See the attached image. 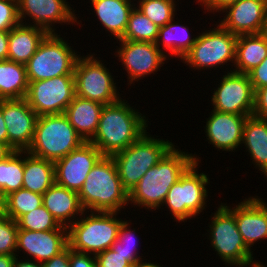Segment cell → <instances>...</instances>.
Masks as SVG:
<instances>
[{
  "label": "cell",
  "mask_w": 267,
  "mask_h": 267,
  "mask_svg": "<svg viewBox=\"0 0 267 267\" xmlns=\"http://www.w3.org/2000/svg\"><path fill=\"white\" fill-rule=\"evenodd\" d=\"M217 210L210 215L207 233L202 234L210 241V248L216 252L225 267H247L258 258L242 239L234 214L223 204L218 203ZM213 215V216H212ZM204 235V236H203ZM254 259V260H253Z\"/></svg>",
  "instance_id": "7"
},
{
  "label": "cell",
  "mask_w": 267,
  "mask_h": 267,
  "mask_svg": "<svg viewBox=\"0 0 267 267\" xmlns=\"http://www.w3.org/2000/svg\"><path fill=\"white\" fill-rule=\"evenodd\" d=\"M24 151H13L0 161V189L4 197L23 188Z\"/></svg>",
  "instance_id": "31"
},
{
  "label": "cell",
  "mask_w": 267,
  "mask_h": 267,
  "mask_svg": "<svg viewBox=\"0 0 267 267\" xmlns=\"http://www.w3.org/2000/svg\"><path fill=\"white\" fill-rule=\"evenodd\" d=\"M78 195L86 211L121 213L128 207L130 209L129 193L121 184L116 163L111 156H103L93 166Z\"/></svg>",
  "instance_id": "3"
},
{
  "label": "cell",
  "mask_w": 267,
  "mask_h": 267,
  "mask_svg": "<svg viewBox=\"0 0 267 267\" xmlns=\"http://www.w3.org/2000/svg\"><path fill=\"white\" fill-rule=\"evenodd\" d=\"M119 214L124 213L85 210L67 228L70 249L96 255L111 248L117 240L119 227L124 221Z\"/></svg>",
  "instance_id": "6"
},
{
  "label": "cell",
  "mask_w": 267,
  "mask_h": 267,
  "mask_svg": "<svg viewBox=\"0 0 267 267\" xmlns=\"http://www.w3.org/2000/svg\"><path fill=\"white\" fill-rule=\"evenodd\" d=\"M116 43L119 46H114L113 56L118 58L120 67L127 73L128 88L132 85L135 88L136 82L158 74L161 67L171 60L153 42L117 40Z\"/></svg>",
  "instance_id": "12"
},
{
  "label": "cell",
  "mask_w": 267,
  "mask_h": 267,
  "mask_svg": "<svg viewBox=\"0 0 267 267\" xmlns=\"http://www.w3.org/2000/svg\"><path fill=\"white\" fill-rule=\"evenodd\" d=\"M13 267H43V264L34 260L24 259L16 256Z\"/></svg>",
  "instance_id": "46"
},
{
  "label": "cell",
  "mask_w": 267,
  "mask_h": 267,
  "mask_svg": "<svg viewBox=\"0 0 267 267\" xmlns=\"http://www.w3.org/2000/svg\"><path fill=\"white\" fill-rule=\"evenodd\" d=\"M103 108L99 102L75 95L64 115L85 142H89L96 134Z\"/></svg>",
  "instance_id": "25"
},
{
  "label": "cell",
  "mask_w": 267,
  "mask_h": 267,
  "mask_svg": "<svg viewBox=\"0 0 267 267\" xmlns=\"http://www.w3.org/2000/svg\"><path fill=\"white\" fill-rule=\"evenodd\" d=\"M254 91L267 85V57L248 73Z\"/></svg>",
  "instance_id": "42"
},
{
  "label": "cell",
  "mask_w": 267,
  "mask_h": 267,
  "mask_svg": "<svg viewBox=\"0 0 267 267\" xmlns=\"http://www.w3.org/2000/svg\"><path fill=\"white\" fill-rule=\"evenodd\" d=\"M266 9L265 0H238L220 11L219 19L221 14L223 19L216 22L236 36L259 34L263 30Z\"/></svg>",
  "instance_id": "19"
},
{
  "label": "cell",
  "mask_w": 267,
  "mask_h": 267,
  "mask_svg": "<svg viewBox=\"0 0 267 267\" xmlns=\"http://www.w3.org/2000/svg\"><path fill=\"white\" fill-rule=\"evenodd\" d=\"M18 224L0 213V255H16Z\"/></svg>",
  "instance_id": "37"
},
{
  "label": "cell",
  "mask_w": 267,
  "mask_h": 267,
  "mask_svg": "<svg viewBox=\"0 0 267 267\" xmlns=\"http://www.w3.org/2000/svg\"><path fill=\"white\" fill-rule=\"evenodd\" d=\"M252 115L267 120V85L255 90Z\"/></svg>",
  "instance_id": "40"
},
{
  "label": "cell",
  "mask_w": 267,
  "mask_h": 267,
  "mask_svg": "<svg viewBox=\"0 0 267 267\" xmlns=\"http://www.w3.org/2000/svg\"><path fill=\"white\" fill-rule=\"evenodd\" d=\"M68 0H18V14L20 23L37 26L48 33H59L56 29L64 25L82 28L85 24L77 10ZM77 13V14H76ZM81 18V19H80ZM80 19V20H79ZM30 20V21H29ZM57 24H59L57 26ZM63 25V26H62ZM82 25V26H81ZM56 26V28H55Z\"/></svg>",
  "instance_id": "14"
},
{
  "label": "cell",
  "mask_w": 267,
  "mask_h": 267,
  "mask_svg": "<svg viewBox=\"0 0 267 267\" xmlns=\"http://www.w3.org/2000/svg\"><path fill=\"white\" fill-rule=\"evenodd\" d=\"M45 208L62 226L69 227L85 211L77 192L54 183L42 195Z\"/></svg>",
  "instance_id": "23"
},
{
  "label": "cell",
  "mask_w": 267,
  "mask_h": 267,
  "mask_svg": "<svg viewBox=\"0 0 267 267\" xmlns=\"http://www.w3.org/2000/svg\"><path fill=\"white\" fill-rule=\"evenodd\" d=\"M104 155L90 142L54 162L55 183L79 193L87 175Z\"/></svg>",
  "instance_id": "16"
},
{
  "label": "cell",
  "mask_w": 267,
  "mask_h": 267,
  "mask_svg": "<svg viewBox=\"0 0 267 267\" xmlns=\"http://www.w3.org/2000/svg\"><path fill=\"white\" fill-rule=\"evenodd\" d=\"M19 23L18 0H0V30L10 31Z\"/></svg>",
  "instance_id": "38"
},
{
  "label": "cell",
  "mask_w": 267,
  "mask_h": 267,
  "mask_svg": "<svg viewBox=\"0 0 267 267\" xmlns=\"http://www.w3.org/2000/svg\"><path fill=\"white\" fill-rule=\"evenodd\" d=\"M130 267H138V264L132 265V266H130Z\"/></svg>",
  "instance_id": "55"
},
{
  "label": "cell",
  "mask_w": 267,
  "mask_h": 267,
  "mask_svg": "<svg viewBox=\"0 0 267 267\" xmlns=\"http://www.w3.org/2000/svg\"><path fill=\"white\" fill-rule=\"evenodd\" d=\"M82 54L78 57L74 67L75 95L103 105L115 103L124 97L119 92L121 85L120 90L117 87L116 76L110 71V67L107 68L104 64L106 60H101L91 50L89 53L86 52V55Z\"/></svg>",
  "instance_id": "10"
},
{
  "label": "cell",
  "mask_w": 267,
  "mask_h": 267,
  "mask_svg": "<svg viewBox=\"0 0 267 267\" xmlns=\"http://www.w3.org/2000/svg\"><path fill=\"white\" fill-rule=\"evenodd\" d=\"M179 149L177 145H174L157 165L148 169L138 184L129 192L131 208L136 207V210L139 208L142 211L144 208L151 212L160 211L170 187L194 161L201 163L200 155Z\"/></svg>",
  "instance_id": "2"
},
{
  "label": "cell",
  "mask_w": 267,
  "mask_h": 267,
  "mask_svg": "<svg viewBox=\"0 0 267 267\" xmlns=\"http://www.w3.org/2000/svg\"><path fill=\"white\" fill-rule=\"evenodd\" d=\"M43 205L42 194L19 189L5 197L3 214L16 222L24 215Z\"/></svg>",
  "instance_id": "33"
},
{
  "label": "cell",
  "mask_w": 267,
  "mask_h": 267,
  "mask_svg": "<svg viewBox=\"0 0 267 267\" xmlns=\"http://www.w3.org/2000/svg\"><path fill=\"white\" fill-rule=\"evenodd\" d=\"M237 1L238 0H194L196 4L202 7L201 9L204 14H209L208 16L211 21L213 20V18H210L211 13H213L211 15H215L216 13L215 16H217V14H219V12L222 11L225 7Z\"/></svg>",
  "instance_id": "41"
},
{
  "label": "cell",
  "mask_w": 267,
  "mask_h": 267,
  "mask_svg": "<svg viewBox=\"0 0 267 267\" xmlns=\"http://www.w3.org/2000/svg\"><path fill=\"white\" fill-rule=\"evenodd\" d=\"M175 19L177 21H175ZM176 16L166 23L164 26L159 27L158 37L155 45L170 59L181 60L185 54L195 44L197 34H192L193 31L189 26ZM179 22V23H178ZM192 33H191V32ZM191 33V34H190ZM161 47V48H160ZM174 56V58H173Z\"/></svg>",
  "instance_id": "24"
},
{
  "label": "cell",
  "mask_w": 267,
  "mask_h": 267,
  "mask_svg": "<svg viewBox=\"0 0 267 267\" xmlns=\"http://www.w3.org/2000/svg\"><path fill=\"white\" fill-rule=\"evenodd\" d=\"M148 131L125 150L113 154L123 188L129 193L151 167L176 144Z\"/></svg>",
  "instance_id": "8"
},
{
  "label": "cell",
  "mask_w": 267,
  "mask_h": 267,
  "mask_svg": "<svg viewBox=\"0 0 267 267\" xmlns=\"http://www.w3.org/2000/svg\"><path fill=\"white\" fill-rule=\"evenodd\" d=\"M133 226L134 223H132L130 218L129 220L125 218L119 227L117 240L112 244L111 249L126 256V259L132 265H135L147 259L146 256H143L144 254L141 253L142 256L139 254L138 246L140 248L141 245L138 244L139 240L142 239H139L138 235L136 236L138 231Z\"/></svg>",
  "instance_id": "32"
},
{
  "label": "cell",
  "mask_w": 267,
  "mask_h": 267,
  "mask_svg": "<svg viewBox=\"0 0 267 267\" xmlns=\"http://www.w3.org/2000/svg\"><path fill=\"white\" fill-rule=\"evenodd\" d=\"M259 173L267 172V120L255 116L247 117L242 134V144Z\"/></svg>",
  "instance_id": "26"
},
{
  "label": "cell",
  "mask_w": 267,
  "mask_h": 267,
  "mask_svg": "<svg viewBox=\"0 0 267 267\" xmlns=\"http://www.w3.org/2000/svg\"><path fill=\"white\" fill-rule=\"evenodd\" d=\"M43 267H71L69 262V246L62 252L42 263Z\"/></svg>",
  "instance_id": "44"
},
{
  "label": "cell",
  "mask_w": 267,
  "mask_h": 267,
  "mask_svg": "<svg viewBox=\"0 0 267 267\" xmlns=\"http://www.w3.org/2000/svg\"><path fill=\"white\" fill-rule=\"evenodd\" d=\"M223 204L234 214L238 230L250 250H254L255 243L267 239V205L256 195L245 197L234 207Z\"/></svg>",
  "instance_id": "21"
},
{
  "label": "cell",
  "mask_w": 267,
  "mask_h": 267,
  "mask_svg": "<svg viewBox=\"0 0 267 267\" xmlns=\"http://www.w3.org/2000/svg\"><path fill=\"white\" fill-rule=\"evenodd\" d=\"M58 33H48L39 44L37 51L26 64L28 82L55 78L61 75H74V67L81 52L74 50ZM62 36V37H61ZM80 53V54H79Z\"/></svg>",
  "instance_id": "11"
},
{
  "label": "cell",
  "mask_w": 267,
  "mask_h": 267,
  "mask_svg": "<svg viewBox=\"0 0 267 267\" xmlns=\"http://www.w3.org/2000/svg\"><path fill=\"white\" fill-rule=\"evenodd\" d=\"M152 260H144V261H141L139 264H138V267H163L164 265L161 266L160 262H151ZM165 267V266H164Z\"/></svg>",
  "instance_id": "50"
},
{
  "label": "cell",
  "mask_w": 267,
  "mask_h": 267,
  "mask_svg": "<svg viewBox=\"0 0 267 267\" xmlns=\"http://www.w3.org/2000/svg\"><path fill=\"white\" fill-rule=\"evenodd\" d=\"M17 224L18 229L29 231H49L61 226L44 205L24 214Z\"/></svg>",
  "instance_id": "36"
},
{
  "label": "cell",
  "mask_w": 267,
  "mask_h": 267,
  "mask_svg": "<svg viewBox=\"0 0 267 267\" xmlns=\"http://www.w3.org/2000/svg\"><path fill=\"white\" fill-rule=\"evenodd\" d=\"M0 142L6 143L8 145L7 127L2 115V100H0Z\"/></svg>",
  "instance_id": "47"
},
{
  "label": "cell",
  "mask_w": 267,
  "mask_h": 267,
  "mask_svg": "<svg viewBox=\"0 0 267 267\" xmlns=\"http://www.w3.org/2000/svg\"><path fill=\"white\" fill-rule=\"evenodd\" d=\"M69 262L71 267H97L95 255L76 252L71 250L70 247Z\"/></svg>",
  "instance_id": "43"
},
{
  "label": "cell",
  "mask_w": 267,
  "mask_h": 267,
  "mask_svg": "<svg viewBox=\"0 0 267 267\" xmlns=\"http://www.w3.org/2000/svg\"><path fill=\"white\" fill-rule=\"evenodd\" d=\"M2 115L7 127L8 146L13 151H27L34 137L38 115L25 98L2 100Z\"/></svg>",
  "instance_id": "18"
},
{
  "label": "cell",
  "mask_w": 267,
  "mask_h": 267,
  "mask_svg": "<svg viewBox=\"0 0 267 267\" xmlns=\"http://www.w3.org/2000/svg\"><path fill=\"white\" fill-rule=\"evenodd\" d=\"M90 3L87 7L93 10L92 13L97 18V22L108 36L114 37L112 40H120L127 28L130 12L135 7V0H88ZM110 33V34H109Z\"/></svg>",
  "instance_id": "22"
},
{
  "label": "cell",
  "mask_w": 267,
  "mask_h": 267,
  "mask_svg": "<svg viewBox=\"0 0 267 267\" xmlns=\"http://www.w3.org/2000/svg\"><path fill=\"white\" fill-rule=\"evenodd\" d=\"M12 152L13 150L6 143L0 142V161L7 158Z\"/></svg>",
  "instance_id": "49"
},
{
  "label": "cell",
  "mask_w": 267,
  "mask_h": 267,
  "mask_svg": "<svg viewBox=\"0 0 267 267\" xmlns=\"http://www.w3.org/2000/svg\"><path fill=\"white\" fill-rule=\"evenodd\" d=\"M131 105L125 95L115 103L104 105L96 134L89 141L104 156L125 150L149 131L150 119L139 107Z\"/></svg>",
  "instance_id": "1"
},
{
  "label": "cell",
  "mask_w": 267,
  "mask_h": 267,
  "mask_svg": "<svg viewBox=\"0 0 267 267\" xmlns=\"http://www.w3.org/2000/svg\"><path fill=\"white\" fill-rule=\"evenodd\" d=\"M9 31L0 30V60H8Z\"/></svg>",
  "instance_id": "45"
},
{
  "label": "cell",
  "mask_w": 267,
  "mask_h": 267,
  "mask_svg": "<svg viewBox=\"0 0 267 267\" xmlns=\"http://www.w3.org/2000/svg\"><path fill=\"white\" fill-rule=\"evenodd\" d=\"M16 255H0V267H13Z\"/></svg>",
  "instance_id": "48"
},
{
  "label": "cell",
  "mask_w": 267,
  "mask_h": 267,
  "mask_svg": "<svg viewBox=\"0 0 267 267\" xmlns=\"http://www.w3.org/2000/svg\"><path fill=\"white\" fill-rule=\"evenodd\" d=\"M67 246L68 229L65 226L61 225L58 229L49 231L18 229L16 256L43 263L62 252Z\"/></svg>",
  "instance_id": "17"
},
{
  "label": "cell",
  "mask_w": 267,
  "mask_h": 267,
  "mask_svg": "<svg viewBox=\"0 0 267 267\" xmlns=\"http://www.w3.org/2000/svg\"><path fill=\"white\" fill-rule=\"evenodd\" d=\"M75 96L74 75L29 82L25 99L38 116L64 114Z\"/></svg>",
  "instance_id": "15"
},
{
  "label": "cell",
  "mask_w": 267,
  "mask_h": 267,
  "mask_svg": "<svg viewBox=\"0 0 267 267\" xmlns=\"http://www.w3.org/2000/svg\"><path fill=\"white\" fill-rule=\"evenodd\" d=\"M209 117L205 118V142L216 148L217 151L236 152L242 144L244 123L249 116L220 112L211 109Z\"/></svg>",
  "instance_id": "20"
},
{
  "label": "cell",
  "mask_w": 267,
  "mask_h": 267,
  "mask_svg": "<svg viewBox=\"0 0 267 267\" xmlns=\"http://www.w3.org/2000/svg\"><path fill=\"white\" fill-rule=\"evenodd\" d=\"M219 75H221L220 79L216 78L214 81V83L218 82V84H214L216 88L213 87L210 90L212 96H210L211 102L209 101V103L212 105V109L242 116H252L255 91L248 74L229 71Z\"/></svg>",
  "instance_id": "13"
},
{
  "label": "cell",
  "mask_w": 267,
  "mask_h": 267,
  "mask_svg": "<svg viewBox=\"0 0 267 267\" xmlns=\"http://www.w3.org/2000/svg\"><path fill=\"white\" fill-rule=\"evenodd\" d=\"M180 0H135V7L158 27L177 16Z\"/></svg>",
  "instance_id": "35"
},
{
  "label": "cell",
  "mask_w": 267,
  "mask_h": 267,
  "mask_svg": "<svg viewBox=\"0 0 267 267\" xmlns=\"http://www.w3.org/2000/svg\"><path fill=\"white\" fill-rule=\"evenodd\" d=\"M158 32L159 27L134 7L130 12L125 33L120 40L155 43Z\"/></svg>",
  "instance_id": "34"
},
{
  "label": "cell",
  "mask_w": 267,
  "mask_h": 267,
  "mask_svg": "<svg viewBox=\"0 0 267 267\" xmlns=\"http://www.w3.org/2000/svg\"><path fill=\"white\" fill-rule=\"evenodd\" d=\"M4 205H5V197L3 196L1 189H0V213L3 212Z\"/></svg>",
  "instance_id": "52"
},
{
  "label": "cell",
  "mask_w": 267,
  "mask_h": 267,
  "mask_svg": "<svg viewBox=\"0 0 267 267\" xmlns=\"http://www.w3.org/2000/svg\"><path fill=\"white\" fill-rule=\"evenodd\" d=\"M54 183V162L24 151L23 189L43 195Z\"/></svg>",
  "instance_id": "29"
},
{
  "label": "cell",
  "mask_w": 267,
  "mask_h": 267,
  "mask_svg": "<svg viewBox=\"0 0 267 267\" xmlns=\"http://www.w3.org/2000/svg\"><path fill=\"white\" fill-rule=\"evenodd\" d=\"M213 21L215 24L211 25L214 28L209 25V28L204 27L205 29L198 32L195 44L179 61L191 68V71L210 70V74L211 70L219 72L225 65L227 68L225 67V71L221 72L233 71L237 36L222 28L215 20ZM230 65L232 68H229Z\"/></svg>",
  "instance_id": "5"
},
{
  "label": "cell",
  "mask_w": 267,
  "mask_h": 267,
  "mask_svg": "<svg viewBox=\"0 0 267 267\" xmlns=\"http://www.w3.org/2000/svg\"><path fill=\"white\" fill-rule=\"evenodd\" d=\"M199 162H193L186 171L181 175L178 181L173 184L162 205L167 210L170 217L181 224H185L187 220H192L204 214L208 207L210 193V179L208 173L199 172ZM208 186V187H207ZM181 222V223H180Z\"/></svg>",
  "instance_id": "4"
},
{
  "label": "cell",
  "mask_w": 267,
  "mask_h": 267,
  "mask_svg": "<svg viewBox=\"0 0 267 267\" xmlns=\"http://www.w3.org/2000/svg\"><path fill=\"white\" fill-rule=\"evenodd\" d=\"M266 177V178H265ZM263 178H265L264 180H266L267 179V172L264 174V177ZM256 196L265 204V205H267V201L266 200H263V198H261V195L260 196H258L257 194H256Z\"/></svg>",
  "instance_id": "54"
},
{
  "label": "cell",
  "mask_w": 267,
  "mask_h": 267,
  "mask_svg": "<svg viewBox=\"0 0 267 267\" xmlns=\"http://www.w3.org/2000/svg\"><path fill=\"white\" fill-rule=\"evenodd\" d=\"M267 57V37L262 33L239 35L233 71L248 74Z\"/></svg>",
  "instance_id": "28"
},
{
  "label": "cell",
  "mask_w": 267,
  "mask_h": 267,
  "mask_svg": "<svg viewBox=\"0 0 267 267\" xmlns=\"http://www.w3.org/2000/svg\"><path fill=\"white\" fill-rule=\"evenodd\" d=\"M28 85L26 65L0 60V100L25 98Z\"/></svg>",
  "instance_id": "30"
},
{
  "label": "cell",
  "mask_w": 267,
  "mask_h": 267,
  "mask_svg": "<svg viewBox=\"0 0 267 267\" xmlns=\"http://www.w3.org/2000/svg\"><path fill=\"white\" fill-rule=\"evenodd\" d=\"M84 142L64 114L41 115L37 118L34 137L27 152L55 162Z\"/></svg>",
  "instance_id": "9"
},
{
  "label": "cell",
  "mask_w": 267,
  "mask_h": 267,
  "mask_svg": "<svg viewBox=\"0 0 267 267\" xmlns=\"http://www.w3.org/2000/svg\"><path fill=\"white\" fill-rule=\"evenodd\" d=\"M265 265L267 264H264L263 262L256 260L252 262L251 264H249L247 267H267Z\"/></svg>",
  "instance_id": "51"
},
{
  "label": "cell",
  "mask_w": 267,
  "mask_h": 267,
  "mask_svg": "<svg viewBox=\"0 0 267 267\" xmlns=\"http://www.w3.org/2000/svg\"><path fill=\"white\" fill-rule=\"evenodd\" d=\"M261 33L267 37V9H266V15L264 19V26H263V30Z\"/></svg>",
  "instance_id": "53"
},
{
  "label": "cell",
  "mask_w": 267,
  "mask_h": 267,
  "mask_svg": "<svg viewBox=\"0 0 267 267\" xmlns=\"http://www.w3.org/2000/svg\"><path fill=\"white\" fill-rule=\"evenodd\" d=\"M47 34L43 28L19 23L9 31L8 60L26 65Z\"/></svg>",
  "instance_id": "27"
},
{
  "label": "cell",
  "mask_w": 267,
  "mask_h": 267,
  "mask_svg": "<svg viewBox=\"0 0 267 267\" xmlns=\"http://www.w3.org/2000/svg\"><path fill=\"white\" fill-rule=\"evenodd\" d=\"M97 267H130L132 264L126 256L113 251L111 248L95 255Z\"/></svg>",
  "instance_id": "39"
}]
</instances>
